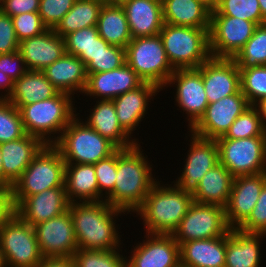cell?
Wrapping results in <instances>:
<instances>
[{
	"instance_id": "4",
	"label": "cell",
	"mask_w": 266,
	"mask_h": 267,
	"mask_svg": "<svg viewBox=\"0 0 266 267\" xmlns=\"http://www.w3.org/2000/svg\"><path fill=\"white\" fill-rule=\"evenodd\" d=\"M73 100L70 94L58 92L52 98L15 107L21 114L23 127L28 135L40 138L45 144H54L77 115Z\"/></svg>"
},
{
	"instance_id": "44",
	"label": "cell",
	"mask_w": 266,
	"mask_h": 267,
	"mask_svg": "<svg viewBox=\"0 0 266 267\" xmlns=\"http://www.w3.org/2000/svg\"><path fill=\"white\" fill-rule=\"evenodd\" d=\"M126 63L125 49L115 45H109L105 50L96 55L86 65L87 73H100L111 71Z\"/></svg>"
},
{
	"instance_id": "43",
	"label": "cell",
	"mask_w": 266,
	"mask_h": 267,
	"mask_svg": "<svg viewBox=\"0 0 266 267\" xmlns=\"http://www.w3.org/2000/svg\"><path fill=\"white\" fill-rule=\"evenodd\" d=\"M93 165L99 186V201H105L114 191L117 176V150Z\"/></svg>"
},
{
	"instance_id": "20",
	"label": "cell",
	"mask_w": 266,
	"mask_h": 267,
	"mask_svg": "<svg viewBox=\"0 0 266 267\" xmlns=\"http://www.w3.org/2000/svg\"><path fill=\"white\" fill-rule=\"evenodd\" d=\"M197 69L202 74L208 103L217 102L240 90V72L233 59L211 57Z\"/></svg>"
},
{
	"instance_id": "31",
	"label": "cell",
	"mask_w": 266,
	"mask_h": 267,
	"mask_svg": "<svg viewBox=\"0 0 266 267\" xmlns=\"http://www.w3.org/2000/svg\"><path fill=\"white\" fill-rule=\"evenodd\" d=\"M234 177L221 163L210 169L192 191L193 201L225 207L232 189Z\"/></svg>"
},
{
	"instance_id": "11",
	"label": "cell",
	"mask_w": 266,
	"mask_h": 267,
	"mask_svg": "<svg viewBox=\"0 0 266 267\" xmlns=\"http://www.w3.org/2000/svg\"><path fill=\"white\" fill-rule=\"evenodd\" d=\"M230 230L225 217V207L193 201L171 235L181 245L187 241L224 236Z\"/></svg>"
},
{
	"instance_id": "56",
	"label": "cell",
	"mask_w": 266,
	"mask_h": 267,
	"mask_svg": "<svg viewBox=\"0 0 266 267\" xmlns=\"http://www.w3.org/2000/svg\"><path fill=\"white\" fill-rule=\"evenodd\" d=\"M262 17L266 20V0H258Z\"/></svg>"
},
{
	"instance_id": "37",
	"label": "cell",
	"mask_w": 266,
	"mask_h": 267,
	"mask_svg": "<svg viewBox=\"0 0 266 267\" xmlns=\"http://www.w3.org/2000/svg\"><path fill=\"white\" fill-rule=\"evenodd\" d=\"M233 60L239 69L266 65V23L256 27L252 37Z\"/></svg>"
},
{
	"instance_id": "17",
	"label": "cell",
	"mask_w": 266,
	"mask_h": 267,
	"mask_svg": "<svg viewBox=\"0 0 266 267\" xmlns=\"http://www.w3.org/2000/svg\"><path fill=\"white\" fill-rule=\"evenodd\" d=\"M188 132L191 142L185 165L181 175L172 184L192 192L203 176L219 163V155L216 139H205Z\"/></svg>"
},
{
	"instance_id": "57",
	"label": "cell",
	"mask_w": 266,
	"mask_h": 267,
	"mask_svg": "<svg viewBox=\"0 0 266 267\" xmlns=\"http://www.w3.org/2000/svg\"><path fill=\"white\" fill-rule=\"evenodd\" d=\"M0 187H3V163H2L1 150H0Z\"/></svg>"
},
{
	"instance_id": "28",
	"label": "cell",
	"mask_w": 266,
	"mask_h": 267,
	"mask_svg": "<svg viewBox=\"0 0 266 267\" xmlns=\"http://www.w3.org/2000/svg\"><path fill=\"white\" fill-rule=\"evenodd\" d=\"M265 237L266 234L231 229L226 234L225 267H260V245Z\"/></svg>"
},
{
	"instance_id": "32",
	"label": "cell",
	"mask_w": 266,
	"mask_h": 267,
	"mask_svg": "<svg viewBox=\"0 0 266 267\" xmlns=\"http://www.w3.org/2000/svg\"><path fill=\"white\" fill-rule=\"evenodd\" d=\"M163 20L176 26L210 28L211 10L199 0H161Z\"/></svg>"
},
{
	"instance_id": "48",
	"label": "cell",
	"mask_w": 266,
	"mask_h": 267,
	"mask_svg": "<svg viewBox=\"0 0 266 267\" xmlns=\"http://www.w3.org/2000/svg\"><path fill=\"white\" fill-rule=\"evenodd\" d=\"M19 43L12 18L0 10V54L18 51Z\"/></svg>"
},
{
	"instance_id": "3",
	"label": "cell",
	"mask_w": 266,
	"mask_h": 267,
	"mask_svg": "<svg viewBox=\"0 0 266 267\" xmlns=\"http://www.w3.org/2000/svg\"><path fill=\"white\" fill-rule=\"evenodd\" d=\"M157 181L135 212L148 234L171 235L193 203L192 192Z\"/></svg>"
},
{
	"instance_id": "2",
	"label": "cell",
	"mask_w": 266,
	"mask_h": 267,
	"mask_svg": "<svg viewBox=\"0 0 266 267\" xmlns=\"http://www.w3.org/2000/svg\"><path fill=\"white\" fill-rule=\"evenodd\" d=\"M78 249L117 250L122 248L116 217L126 214L106 201L69 203ZM115 218V220H114ZM119 234V235H118Z\"/></svg>"
},
{
	"instance_id": "5",
	"label": "cell",
	"mask_w": 266,
	"mask_h": 267,
	"mask_svg": "<svg viewBox=\"0 0 266 267\" xmlns=\"http://www.w3.org/2000/svg\"><path fill=\"white\" fill-rule=\"evenodd\" d=\"M77 115L53 144L60 151L66 164H95L118 149L82 121L79 113Z\"/></svg>"
},
{
	"instance_id": "41",
	"label": "cell",
	"mask_w": 266,
	"mask_h": 267,
	"mask_svg": "<svg viewBox=\"0 0 266 267\" xmlns=\"http://www.w3.org/2000/svg\"><path fill=\"white\" fill-rule=\"evenodd\" d=\"M239 72L240 91L250 105L266 97V65L239 69Z\"/></svg>"
},
{
	"instance_id": "42",
	"label": "cell",
	"mask_w": 266,
	"mask_h": 267,
	"mask_svg": "<svg viewBox=\"0 0 266 267\" xmlns=\"http://www.w3.org/2000/svg\"><path fill=\"white\" fill-rule=\"evenodd\" d=\"M26 134L19 110L7 99H0V144Z\"/></svg>"
},
{
	"instance_id": "55",
	"label": "cell",
	"mask_w": 266,
	"mask_h": 267,
	"mask_svg": "<svg viewBox=\"0 0 266 267\" xmlns=\"http://www.w3.org/2000/svg\"><path fill=\"white\" fill-rule=\"evenodd\" d=\"M199 1H201L205 6H207L211 11L214 10L219 3V0H199Z\"/></svg>"
},
{
	"instance_id": "25",
	"label": "cell",
	"mask_w": 266,
	"mask_h": 267,
	"mask_svg": "<svg viewBox=\"0 0 266 267\" xmlns=\"http://www.w3.org/2000/svg\"><path fill=\"white\" fill-rule=\"evenodd\" d=\"M132 38L159 35L164 25L161 0H122Z\"/></svg>"
},
{
	"instance_id": "23",
	"label": "cell",
	"mask_w": 266,
	"mask_h": 267,
	"mask_svg": "<svg viewBox=\"0 0 266 267\" xmlns=\"http://www.w3.org/2000/svg\"><path fill=\"white\" fill-rule=\"evenodd\" d=\"M18 52L28 70L42 71L66 53L65 39L53 29H47L35 37L21 41Z\"/></svg>"
},
{
	"instance_id": "54",
	"label": "cell",
	"mask_w": 266,
	"mask_h": 267,
	"mask_svg": "<svg viewBox=\"0 0 266 267\" xmlns=\"http://www.w3.org/2000/svg\"><path fill=\"white\" fill-rule=\"evenodd\" d=\"M253 106L256 108L261 118L262 125L266 128V97L257 101Z\"/></svg>"
},
{
	"instance_id": "1",
	"label": "cell",
	"mask_w": 266,
	"mask_h": 267,
	"mask_svg": "<svg viewBox=\"0 0 266 267\" xmlns=\"http://www.w3.org/2000/svg\"><path fill=\"white\" fill-rule=\"evenodd\" d=\"M143 152L140 143L117 149L114 191L105 201L127 214L135 213L142 206L151 187L158 181L155 175L153 177L154 169Z\"/></svg>"
},
{
	"instance_id": "8",
	"label": "cell",
	"mask_w": 266,
	"mask_h": 267,
	"mask_svg": "<svg viewBox=\"0 0 266 267\" xmlns=\"http://www.w3.org/2000/svg\"><path fill=\"white\" fill-rule=\"evenodd\" d=\"M126 63L144 81L163 89L175 69L159 35L132 38L125 48Z\"/></svg>"
},
{
	"instance_id": "26",
	"label": "cell",
	"mask_w": 266,
	"mask_h": 267,
	"mask_svg": "<svg viewBox=\"0 0 266 267\" xmlns=\"http://www.w3.org/2000/svg\"><path fill=\"white\" fill-rule=\"evenodd\" d=\"M85 123L101 136L112 142L118 149H126L139 143L132 138L120 125L113 100H98ZM132 138V139H131ZM138 140V141H137Z\"/></svg>"
},
{
	"instance_id": "52",
	"label": "cell",
	"mask_w": 266,
	"mask_h": 267,
	"mask_svg": "<svg viewBox=\"0 0 266 267\" xmlns=\"http://www.w3.org/2000/svg\"><path fill=\"white\" fill-rule=\"evenodd\" d=\"M37 267H76L72 257L43 258Z\"/></svg>"
},
{
	"instance_id": "33",
	"label": "cell",
	"mask_w": 266,
	"mask_h": 267,
	"mask_svg": "<svg viewBox=\"0 0 266 267\" xmlns=\"http://www.w3.org/2000/svg\"><path fill=\"white\" fill-rule=\"evenodd\" d=\"M58 92L42 71L28 70L14 81L13 91L7 100L14 106H25L52 98Z\"/></svg>"
},
{
	"instance_id": "36",
	"label": "cell",
	"mask_w": 266,
	"mask_h": 267,
	"mask_svg": "<svg viewBox=\"0 0 266 267\" xmlns=\"http://www.w3.org/2000/svg\"><path fill=\"white\" fill-rule=\"evenodd\" d=\"M103 3L95 0H75L71 10L53 29L61 37L86 27L97 26Z\"/></svg>"
},
{
	"instance_id": "40",
	"label": "cell",
	"mask_w": 266,
	"mask_h": 267,
	"mask_svg": "<svg viewBox=\"0 0 266 267\" xmlns=\"http://www.w3.org/2000/svg\"><path fill=\"white\" fill-rule=\"evenodd\" d=\"M258 136H266V128L262 125L261 118L253 105H250L236 118L224 135L227 139Z\"/></svg>"
},
{
	"instance_id": "38",
	"label": "cell",
	"mask_w": 266,
	"mask_h": 267,
	"mask_svg": "<svg viewBox=\"0 0 266 267\" xmlns=\"http://www.w3.org/2000/svg\"><path fill=\"white\" fill-rule=\"evenodd\" d=\"M210 16H231L261 25L266 23L258 0H219Z\"/></svg>"
},
{
	"instance_id": "21",
	"label": "cell",
	"mask_w": 266,
	"mask_h": 267,
	"mask_svg": "<svg viewBox=\"0 0 266 267\" xmlns=\"http://www.w3.org/2000/svg\"><path fill=\"white\" fill-rule=\"evenodd\" d=\"M87 74V83L82 95L86 94L98 100H113L144 83L127 63L111 71Z\"/></svg>"
},
{
	"instance_id": "34",
	"label": "cell",
	"mask_w": 266,
	"mask_h": 267,
	"mask_svg": "<svg viewBox=\"0 0 266 267\" xmlns=\"http://www.w3.org/2000/svg\"><path fill=\"white\" fill-rule=\"evenodd\" d=\"M97 29L108 44L126 48L132 39L125 10L120 3L103 4Z\"/></svg>"
},
{
	"instance_id": "45",
	"label": "cell",
	"mask_w": 266,
	"mask_h": 267,
	"mask_svg": "<svg viewBox=\"0 0 266 267\" xmlns=\"http://www.w3.org/2000/svg\"><path fill=\"white\" fill-rule=\"evenodd\" d=\"M11 18L19 42L35 37L48 29L38 12L22 13Z\"/></svg>"
},
{
	"instance_id": "18",
	"label": "cell",
	"mask_w": 266,
	"mask_h": 267,
	"mask_svg": "<svg viewBox=\"0 0 266 267\" xmlns=\"http://www.w3.org/2000/svg\"><path fill=\"white\" fill-rule=\"evenodd\" d=\"M265 184L266 172L234 177L225 206L226 221L231 229H237L249 217Z\"/></svg>"
},
{
	"instance_id": "6",
	"label": "cell",
	"mask_w": 266,
	"mask_h": 267,
	"mask_svg": "<svg viewBox=\"0 0 266 267\" xmlns=\"http://www.w3.org/2000/svg\"><path fill=\"white\" fill-rule=\"evenodd\" d=\"M159 36L174 69L198 68L211 58L209 29L164 23Z\"/></svg>"
},
{
	"instance_id": "10",
	"label": "cell",
	"mask_w": 266,
	"mask_h": 267,
	"mask_svg": "<svg viewBox=\"0 0 266 267\" xmlns=\"http://www.w3.org/2000/svg\"><path fill=\"white\" fill-rule=\"evenodd\" d=\"M0 247L7 267H37L43 259L33 226L16 213L0 230Z\"/></svg>"
},
{
	"instance_id": "9",
	"label": "cell",
	"mask_w": 266,
	"mask_h": 267,
	"mask_svg": "<svg viewBox=\"0 0 266 267\" xmlns=\"http://www.w3.org/2000/svg\"><path fill=\"white\" fill-rule=\"evenodd\" d=\"M219 163L233 177L266 172V136L216 139Z\"/></svg>"
},
{
	"instance_id": "7",
	"label": "cell",
	"mask_w": 266,
	"mask_h": 267,
	"mask_svg": "<svg viewBox=\"0 0 266 267\" xmlns=\"http://www.w3.org/2000/svg\"><path fill=\"white\" fill-rule=\"evenodd\" d=\"M65 164L60 151L53 144H46L13 184V197H28L65 187Z\"/></svg>"
},
{
	"instance_id": "58",
	"label": "cell",
	"mask_w": 266,
	"mask_h": 267,
	"mask_svg": "<svg viewBox=\"0 0 266 267\" xmlns=\"http://www.w3.org/2000/svg\"><path fill=\"white\" fill-rule=\"evenodd\" d=\"M0 267H7L1 247H0Z\"/></svg>"
},
{
	"instance_id": "39",
	"label": "cell",
	"mask_w": 266,
	"mask_h": 267,
	"mask_svg": "<svg viewBox=\"0 0 266 267\" xmlns=\"http://www.w3.org/2000/svg\"><path fill=\"white\" fill-rule=\"evenodd\" d=\"M122 250L77 249L72 259L76 267H126Z\"/></svg>"
},
{
	"instance_id": "12",
	"label": "cell",
	"mask_w": 266,
	"mask_h": 267,
	"mask_svg": "<svg viewBox=\"0 0 266 267\" xmlns=\"http://www.w3.org/2000/svg\"><path fill=\"white\" fill-rule=\"evenodd\" d=\"M258 25L231 16H210L211 57L233 59L252 37Z\"/></svg>"
},
{
	"instance_id": "46",
	"label": "cell",
	"mask_w": 266,
	"mask_h": 267,
	"mask_svg": "<svg viewBox=\"0 0 266 267\" xmlns=\"http://www.w3.org/2000/svg\"><path fill=\"white\" fill-rule=\"evenodd\" d=\"M75 0H40L39 15L48 29H54L71 10Z\"/></svg>"
},
{
	"instance_id": "19",
	"label": "cell",
	"mask_w": 266,
	"mask_h": 267,
	"mask_svg": "<svg viewBox=\"0 0 266 267\" xmlns=\"http://www.w3.org/2000/svg\"><path fill=\"white\" fill-rule=\"evenodd\" d=\"M16 214L31 226L59 216L68 210L65 187L44 190L28 197H13Z\"/></svg>"
},
{
	"instance_id": "61",
	"label": "cell",
	"mask_w": 266,
	"mask_h": 267,
	"mask_svg": "<svg viewBox=\"0 0 266 267\" xmlns=\"http://www.w3.org/2000/svg\"><path fill=\"white\" fill-rule=\"evenodd\" d=\"M3 2H4V0H0V9H1L2 5H3Z\"/></svg>"
},
{
	"instance_id": "53",
	"label": "cell",
	"mask_w": 266,
	"mask_h": 267,
	"mask_svg": "<svg viewBox=\"0 0 266 267\" xmlns=\"http://www.w3.org/2000/svg\"><path fill=\"white\" fill-rule=\"evenodd\" d=\"M14 87V81L12 78L7 76L4 72L0 71V99H7L9 95L12 93ZM4 90V91H3Z\"/></svg>"
},
{
	"instance_id": "51",
	"label": "cell",
	"mask_w": 266,
	"mask_h": 267,
	"mask_svg": "<svg viewBox=\"0 0 266 267\" xmlns=\"http://www.w3.org/2000/svg\"><path fill=\"white\" fill-rule=\"evenodd\" d=\"M13 201V190L0 187V230L16 213Z\"/></svg>"
},
{
	"instance_id": "27",
	"label": "cell",
	"mask_w": 266,
	"mask_h": 267,
	"mask_svg": "<svg viewBox=\"0 0 266 267\" xmlns=\"http://www.w3.org/2000/svg\"><path fill=\"white\" fill-rule=\"evenodd\" d=\"M42 72L59 92L70 94L73 98L74 94L84 92L88 74L85 63L77 56L65 53Z\"/></svg>"
},
{
	"instance_id": "50",
	"label": "cell",
	"mask_w": 266,
	"mask_h": 267,
	"mask_svg": "<svg viewBox=\"0 0 266 267\" xmlns=\"http://www.w3.org/2000/svg\"><path fill=\"white\" fill-rule=\"evenodd\" d=\"M40 0H4L1 11L10 17L27 13L39 12Z\"/></svg>"
},
{
	"instance_id": "35",
	"label": "cell",
	"mask_w": 266,
	"mask_h": 267,
	"mask_svg": "<svg viewBox=\"0 0 266 267\" xmlns=\"http://www.w3.org/2000/svg\"><path fill=\"white\" fill-rule=\"evenodd\" d=\"M64 39L66 53L77 56L85 65L110 45L100 37L97 26L76 30Z\"/></svg>"
},
{
	"instance_id": "59",
	"label": "cell",
	"mask_w": 266,
	"mask_h": 267,
	"mask_svg": "<svg viewBox=\"0 0 266 267\" xmlns=\"http://www.w3.org/2000/svg\"><path fill=\"white\" fill-rule=\"evenodd\" d=\"M95 1H99V2H101L103 4H109V0H95Z\"/></svg>"
},
{
	"instance_id": "49",
	"label": "cell",
	"mask_w": 266,
	"mask_h": 267,
	"mask_svg": "<svg viewBox=\"0 0 266 267\" xmlns=\"http://www.w3.org/2000/svg\"><path fill=\"white\" fill-rule=\"evenodd\" d=\"M0 71L12 78L13 81H16L22 77L28 69L23 57L18 51H16L0 54Z\"/></svg>"
},
{
	"instance_id": "24",
	"label": "cell",
	"mask_w": 266,
	"mask_h": 267,
	"mask_svg": "<svg viewBox=\"0 0 266 267\" xmlns=\"http://www.w3.org/2000/svg\"><path fill=\"white\" fill-rule=\"evenodd\" d=\"M160 91L155 84L144 82L138 88L113 99L119 123L130 136H133L131 134L148 113L149 100L154 99Z\"/></svg>"
},
{
	"instance_id": "15",
	"label": "cell",
	"mask_w": 266,
	"mask_h": 267,
	"mask_svg": "<svg viewBox=\"0 0 266 267\" xmlns=\"http://www.w3.org/2000/svg\"><path fill=\"white\" fill-rule=\"evenodd\" d=\"M249 106L245 95L239 90L236 94L209 103L205 114L190 131L205 139H217L226 134L236 118Z\"/></svg>"
},
{
	"instance_id": "22",
	"label": "cell",
	"mask_w": 266,
	"mask_h": 267,
	"mask_svg": "<svg viewBox=\"0 0 266 267\" xmlns=\"http://www.w3.org/2000/svg\"><path fill=\"white\" fill-rule=\"evenodd\" d=\"M45 145L40 138L27 133L19 139L1 143L3 187L12 188Z\"/></svg>"
},
{
	"instance_id": "29",
	"label": "cell",
	"mask_w": 266,
	"mask_h": 267,
	"mask_svg": "<svg viewBox=\"0 0 266 267\" xmlns=\"http://www.w3.org/2000/svg\"><path fill=\"white\" fill-rule=\"evenodd\" d=\"M226 235L184 242L180 267H225Z\"/></svg>"
},
{
	"instance_id": "60",
	"label": "cell",
	"mask_w": 266,
	"mask_h": 267,
	"mask_svg": "<svg viewBox=\"0 0 266 267\" xmlns=\"http://www.w3.org/2000/svg\"><path fill=\"white\" fill-rule=\"evenodd\" d=\"M122 0H109V3H120Z\"/></svg>"
},
{
	"instance_id": "16",
	"label": "cell",
	"mask_w": 266,
	"mask_h": 267,
	"mask_svg": "<svg viewBox=\"0 0 266 267\" xmlns=\"http://www.w3.org/2000/svg\"><path fill=\"white\" fill-rule=\"evenodd\" d=\"M144 238L126 255V267H180V245L172 235L146 233Z\"/></svg>"
},
{
	"instance_id": "47",
	"label": "cell",
	"mask_w": 266,
	"mask_h": 267,
	"mask_svg": "<svg viewBox=\"0 0 266 267\" xmlns=\"http://www.w3.org/2000/svg\"><path fill=\"white\" fill-rule=\"evenodd\" d=\"M237 229L247 233L266 234V184L249 217Z\"/></svg>"
},
{
	"instance_id": "14",
	"label": "cell",
	"mask_w": 266,
	"mask_h": 267,
	"mask_svg": "<svg viewBox=\"0 0 266 267\" xmlns=\"http://www.w3.org/2000/svg\"><path fill=\"white\" fill-rule=\"evenodd\" d=\"M33 228L43 258L72 257L78 249L69 209Z\"/></svg>"
},
{
	"instance_id": "30",
	"label": "cell",
	"mask_w": 266,
	"mask_h": 267,
	"mask_svg": "<svg viewBox=\"0 0 266 267\" xmlns=\"http://www.w3.org/2000/svg\"><path fill=\"white\" fill-rule=\"evenodd\" d=\"M64 185L69 203L99 201L93 164H65Z\"/></svg>"
},
{
	"instance_id": "13",
	"label": "cell",
	"mask_w": 266,
	"mask_h": 267,
	"mask_svg": "<svg viewBox=\"0 0 266 267\" xmlns=\"http://www.w3.org/2000/svg\"><path fill=\"white\" fill-rule=\"evenodd\" d=\"M171 84L176 88L175 105L186 113L187 129L190 130L205 114L209 104L202 74L197 68L175 69L165 87H172Z\"/></svg>"
}]
</instances>
